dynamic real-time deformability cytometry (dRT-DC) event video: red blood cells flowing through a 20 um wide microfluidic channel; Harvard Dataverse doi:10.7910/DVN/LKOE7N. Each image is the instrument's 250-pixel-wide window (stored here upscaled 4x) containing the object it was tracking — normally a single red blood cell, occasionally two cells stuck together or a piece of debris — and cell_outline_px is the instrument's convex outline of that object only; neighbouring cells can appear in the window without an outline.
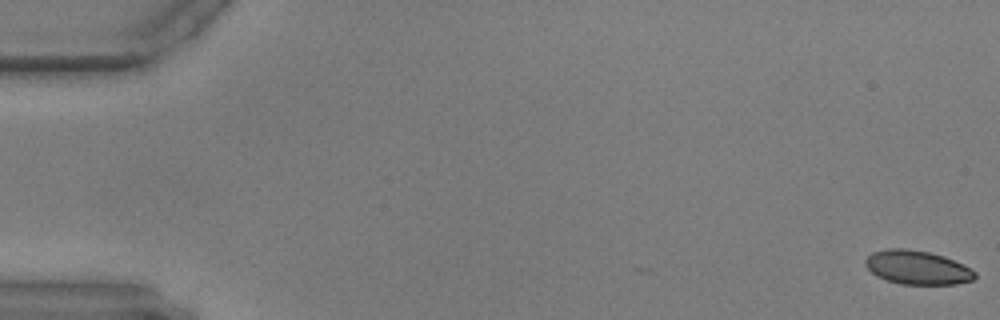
{"species": "common noctule bat (a hibernating species)", "species_latin": "Nyctalus noctula", "temperature_condition": "warm", "stored_images_in_passage": 59, "camera_frame_rate_fps": 3000, "um_per_image_px": 0.085, "animal": {"sex": "male", "body_mass_g": 17.9, "forearm_length_mm": 54.2}, "frame": {"image": 1, "passage_image": 1, "time_ms": 0.0, "image_size_px": [1000, 320], "cell_outline_px": [[976, 276], [972, 280], [956, 284], [900, 284], [876, 276], [864, 264], [864, 260], [872, 252], [888, 248], [908, 248], [928, 252], [944, 256], [976, 272]], "centroid_in_image_um": [77.93, 22.73], "position_along_channel_um": 7.1, "area_um2": 21.44}}
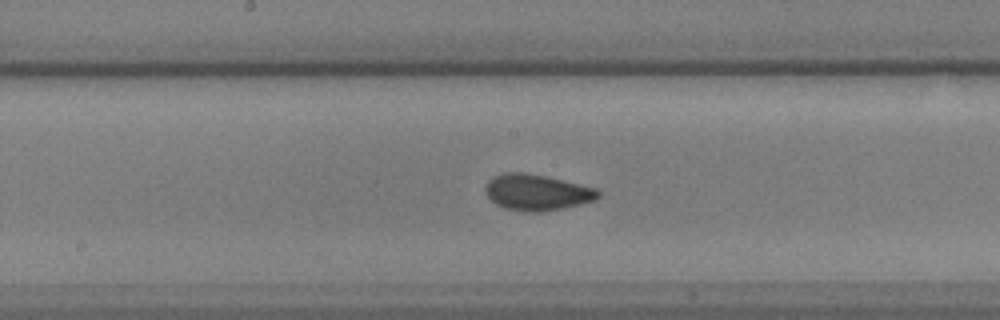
{"frame": {"image": 2, "passage_image": 31, "time_ms": 10.0, "image_size_px": [1000, 320], "cell_outline_px": [[600, 196], [596, 200], [564, 208], [544, 212], [524, 212], [504, 208], [496, 204], [488, 196], [484, 188], [488, 180], [492, 176], [504, 172], [524, 172], [544, 176], [596, 188], [600, 192]], "centroid_in_image_um": [45.62, 16.36], "position_along_channel_um": 202.6, "area_um2": 23.81}}
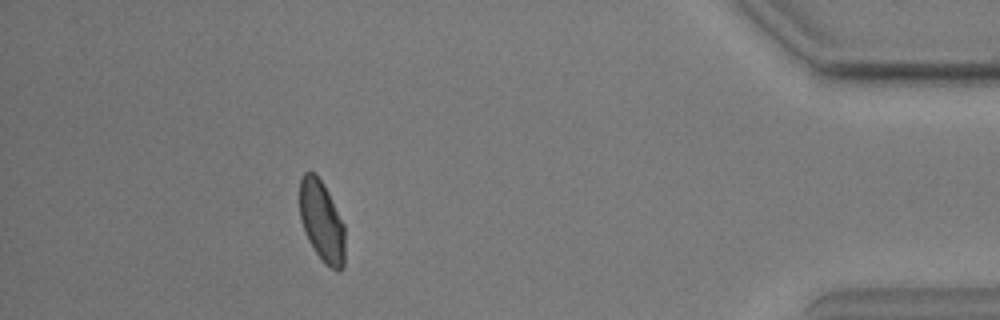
{"frame": {"image": 3, "passage_image": 53, "time_ms": 17.333, "image_size_px": [1000, 320], "cell_outline_px": [[344, 268], [340, 272], [336, 272], [316, 252], [308, 240], [304, 232], [300, 220], [300, 176], [304, 172], [316, 172], [324, 184], [344, 224]], "centroid_in_image_um": [27.34, 18.78], "position_along_channel_um": 407.9, "area_um2": 21.39}}